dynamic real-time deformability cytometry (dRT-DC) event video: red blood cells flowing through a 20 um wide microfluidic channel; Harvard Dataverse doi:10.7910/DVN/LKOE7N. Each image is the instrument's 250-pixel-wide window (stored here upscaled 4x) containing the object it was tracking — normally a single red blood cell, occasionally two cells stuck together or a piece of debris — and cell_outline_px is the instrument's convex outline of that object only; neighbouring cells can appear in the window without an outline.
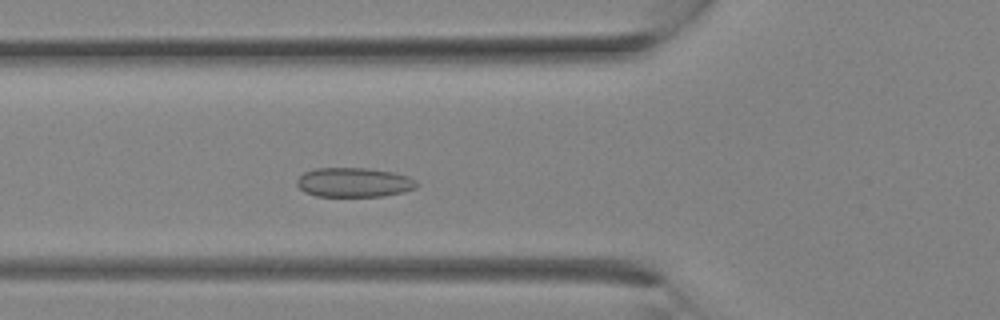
{"species": "Egyptian fruit bat (a non-hibernating species)", "species_latin": "Rousettus aegyptiacus", "temperature_condition": "room temperature", "stored_images_in_passage": 16, "camera_frame_rate_fps": 3000, "um_per_image_px": 0.085, "animal": {"sex": "female"}, "frame": {"image": 1, "passage_image": 9, "time_ms": 2.667, "image_size_px": [1000, 320], "cell_outline_px": [[420, 184], [416, 188], [404, 192], [384, 196], [316, 196], [304, 192], [296, 184], [296, 180], [304, 172], [316, 168], [368, 168], [392, 172], [408, 176], [416, 180]], "centroid_in_image_um": [30.11, 15.5], "position_along_channel_um": 95.7, "area_um2": 20.69}}
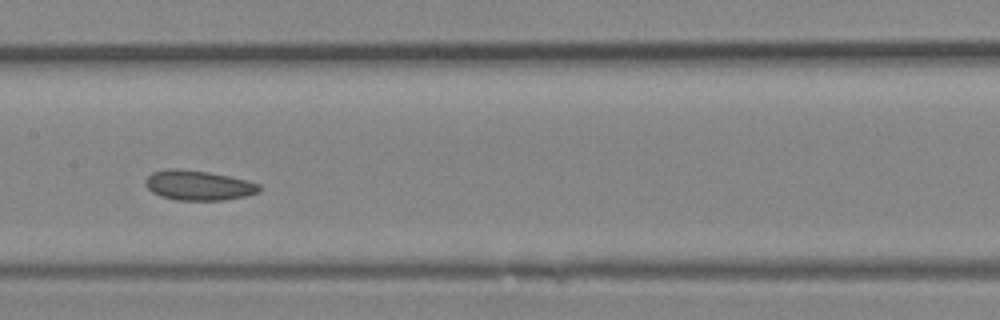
{"frame": {"image": 2, "passage_image": 13, "time_ms": 4.0, "image_size_px": [1000, 320], "cell_outline_px": [[260, 192], [244, 196], [224, 200], [176, 200], [160, 196], [152, 192], [144, 184], [144, 180], [152, 172], [168, 168], [176, 168], [208, 172], [248, 180], [260, 184]], "centroid_in_image_um": [16.84, 15.75], "position_along_channel_um": 190.6, "area_um2": 19.88}}
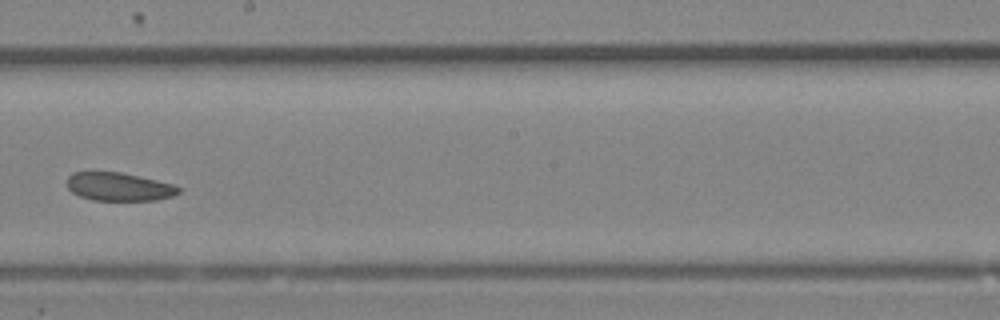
{"frame": {"image": 3, "passage_image": 15, "time_ms": 4.667, "image_size_px": [1000, 320], "cell_outline_px": [[180, 192], [172, 196], [156, 200], [92, 200], [80, 196], [72, 192], [68, 188], [68, 176], [72, 172], [120, 172], [140, 176], [176, 184], [180, 188]], "centroid_in_image_um": [10.14, 15.87], "position_along_channel_um": 238.1, "area_um2": 18.44}}